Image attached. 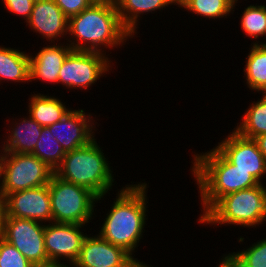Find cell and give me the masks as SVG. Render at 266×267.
I'll return each mask as SVG.
<instances>
[{
  "mask_svg": "<svg viewBox=\"0 0 266 267\" xmlns=\"http://www.w3.org/2000/svg\"><path fill=\"white\" fill-rule=\"evenodd\" d=\"M147 186L146 182L122 186L98 233L111 244L123 248L133 258L147 225Z\"/></svg>",
  "mask_w": 266,
  "mask_h": 267,
  "instance_id": "1",
  "label": "cell"
},
{
  "mask_svg": "<svg viewBox=\"0 0 266 267\" xmlns=\"http://www.w3.org/2000/svg\"><path fill=\"white\" fill-rule=\"evenodd\" d=\"M68 44L73 50L100 52L104 48L122 47L134 36L123 26L117 6L91 4L79 14L69 18ZM74 38V39H73ZM104 47V48H103Z\"/></svg>",
  "mask_w": 266,
  "mask_h": 267,
  "instance_id": "2",
  "label": "cell"
},
{
  "mask_svg": "<svg viewBox=\"0 0 266 267\" xmlns=\"http://www.w3.org/2000/svg\"><path fill=\"white\" fill-rule=\"evenodd\" d=\"M192 156L194 160L190 170L199 189L202 205L199 219L221 197L260 184L250 172L238 169L215 147L205 153H195Z\"/></svg>",
  "mask_w": 266,
  "mask_h": 267,
  "instance_id": "3",
  "label": "cell"
},
{
  "mask_svg": "<svg viewBox=\"0 0 266 267\" xmlns=\"http://www.w3.org/2000/svg\"><path fill=\"white\" fill-rule=\"evenodd\" d=\"M94 138L87 145L67 152L54 174L61 179L85 187L99 200L112 189L113 169L105 157L100 144Z\"/></svg>",
  "mask_w": 266,
  "mask_h": 267,
  "instance_id": "4",
  "label": "cell"
},
{
  "mask_svg": "<svg viewBox=\"0 0 266 267\" xmlns=\"http://www.w3.org/2000/svg\"><path fill=\"white\" fill-rule=\"evenodd\" d=\"M266 221V185H259L221 197L198 222L205 225L251 227Z\"/></svg>",
  "mask_w": 266,
  "mask_h": 267,
  "instance_id": "5",
  "label": "cell"
},
{
  "mask_svg": "<svg viewBox=\"0 0 266 267\" xmlns=\"http://www.w3.org/2000/svg\"><path fill=\"white\" fill-rule=\"evenodd\" d=\"M54 223L86 225L92 220L98 197L89 189L55 174L48 184ZM90 219V220H89Z\"/></svg>",
  "mask_w": 266,
  "mask_h": 267,
  "instance_id": "6",
  "label": "cell"
},
{
  "mask_svg": "<svg viewBox=\"0 0 266 267\" xmlns=\"http://www.w3.org/2000/svg\"><path fill=\"white\" fill-rule=\"evenodd\" d=\"M54 171L33 154L0 151V189L9 193L49 184Z\"/></svg>",
  "mask_w": 266,
  "mask_h": 267,
  "instance_id": "7",
  "label": "cell"
},
{
  "mask_svg": "<svg viewBox=\"0 0 266 267\" xmlns=\"http://www.w3.org/2000/svg\"><path fill=\"white\" fill-rule=\"evenodd\" d=\"M100 52L72 50L59 71L58 84L67 89L89 90L100 77L112 70V59ZM110 58V59H109ZM112 63V64H111Z\"/></svg>",
  "mask_w": 266,
  "mask_h": 267,
  "instance_id": "8",
  "label": "cell"
},
{
  "mask_svg": "<svg viewBox=\"0 0 266 267\" xmlns=\"http://www.w3.org/2000/svg\"><path fill=\"white\" fill-rule=\"evenodd\" d=\"M44 230L45 223L6 215L0 236L35 267L47 266L51 263L45 251Z\"/></svg>",
  "mask_w": 266,
  "mask_h": 267,
  "instance_id": "9",
  "label": "cell"
},
{
  "mask_svg": "<svg viewBox=\"0 0 266 267\" xmlns=\"http://www.w3.org/2000/svg\"><path fill=\"white\" fill-rule=\"evenodd\" d=\"M86 225L66 223H45L44 245L51 264L72 266L77 260L83 241L87 236L82 227ZM62 260V262H61ZM69 262H63V261Z\"/></svg>",
  "mask_w": 266,
  "mask_h": 267,
  "instance_id": "10",
  "label": "cell"
},
{
  "mask_svg": "<svg viewBox=\"0 0 266 267\" xmlns=\"http://www.w3.org/2000/svg\"><path fill=\"white\" fill-rule=\"evenodd\" d=\"M218 142L215 148L238 169L250 172L263 184L266 175V158L260 152L254 139L241 136L234 129Z\"/></svg>",
  "mask_w": 266,
  "mask_h": 267,
  "instance_id": "11",
  "label": "cell"
},
{
  "mask_svg": "<svg viewBox=\"0 0 266 267\" xmlns=\"http://www.w3.org/2000/svg\"><path fill=\"white\" fill-rule=\"evenodd\" d=\"M6 215L39 221L53 222L48 184L5 196Z\"/></svg>",
  "mask_w": 266,
  "mask_h": 267,
  "instance_id": "12",
  "label": "cell"
},
{
  "mask_svg": "<svg viewBox=\"0 0 266 267\" xmlns=\"http://www.w3.org/2000/svg\"><path fill=\"white\" fill-rule=\"evenodd\" d=\"M96 123L92 114L88 115L83 109H71L64 118L47 127L67 153L87 145L95 138Z\"/></svg>",
  "mask_w": 266,
  "mask_h": 267,
  "instance_id": "13",
  "label": "cell"
},
{
  "mask_svg": "<svg viewBox=\"0 0 266 267\" xmlns=\"http://www.w3.org/2000/svg\"><path fill=\"white\" fill-rule=\"evenodd\" d=\"M134 259L123 248L111 244L99 234H87L79 256L71 267H126Z\"/></svg>",
  "mask_w": 266,
  "mask_h": 267,
  "instance_id": "14",
  "label": "cell"
},
{
  "mask_svg": "<svg viewBox=\"0 0 266 267\" xmlns=\"http://www.w3.org/2000/svg\"><path fill=\"white\" fill-rule=\"evenodd\" d=\"M68 24L69 18L53 0H35L31 16L26 22L31 31L39 33L51 44L65 36L67 39L70 37L67 36Z\"/></svg>",
  "mask_w": 266,
  "mask_h": 267,
  "instance_id": "15",
  "label": "cell"
},
{
  "mask_svg": "<svg viewBox=\"0 0 266 267\" xmlns=\"http://www.w3.org/2000/svg\"><path fill=\"white\" fill-rule=\"evenodd\" d=\"M52 45H46L35 53V56L29 53L30 59V82L41 80L46 83H57L59 71L67 55L73 50L66 42H58ZM67 44V45H64Z\"/></svg>",
  "mask_w": 266,
  "mask_h": 267,
  "instance_id": "16",
  "label": "cell"
},
{
  "mask_svg": "<svg viewBox=\"0 0 266 267\" xmlns=\"http://www.w3.org/2000/svg\"><path fill=\"white\" fill-rule=\"evenodd\" d=\"M7 129L8 135L4 138V143L0 146L1 152L32 154L35 146L42 134L43 127L30 116L17 119ZM8 137V138H7Z\"/></svg>",
  "mask_w": 266,
  "mask_h": 267,
  "instance_id": "17",
  "label": "cell"
},
{
  "mask_svg": "<svg viewBox=\"0 0 266 267\" xmlns=\"http://www.w3.org/2000/svg\"><path fill=\"white\" fill-rule=\"evenodd\" d=\"M178 5L177 0H118L117 10L123 26L133 35L137 34L140 15L149 14ZM147 13V14H146Z\"/></svg>",
  "mask_w": 266,
  "mask_h": 267,
  "instance_id": "18",
  "label": "cell"
},
{
  "mask_svg": "<svg viewBox=\"0 0 266 267\" xmlns=\"http://www.w3.org/2000/svg\"><path fill=\"white\" fill-rule=\"evenodd\" d=\"M27 108L29 116L42 127L60 121L71 110L59 98L42 93L32 94Z\"/></svg>",
  "mask_w": 266,
  "mask_h": 267,
  "instance_id": "19",
  "label": "cell"
},
{
  "mask_svg": "<svg viewBox=\"0 0 266 267\" xmlns=\"http://www.w3.org/2000/svg\"><path fill=\"white\" fill-rule=\"evenodd\" d=\"M1 81L30 82V59L27 52L0 45V83Z\"/></svg>",
  "mask_w": 266,
  "mask_h": 267,
  "instance_id": "20",
  "label": "cell"
},
{
  "mask_svg": "<svg viewBox=\"0 0 266 267\" xmlns=\"http://www.w3.org/2000/svg\"><path fill=\"white\" fill-rule=\"evenodd\" d=\"M255 41L249 48L243 72L247 87L261 94L266 93V42Z\"/></svg>",
  "mask_w": 266,
  "mask_h": 267,
  "instance_id": "21",
  "label": "cell"
},
{
  "mask_svg": "<svg viewBox=\"0 0 266 267\" xmlns=\"http://www.w3.org/2000/svg\"><path fill=\"white\" fill-rule=\"evenodd\" d=\"M241 120L234 128L241 136L255 139L266 133V93H262L258 101L250 103Z\"/></svg>",
  "mask_w": 266,
  "mask_h": 267,
  "instance_id": "22",
  "label": "cell"
},
{
  "mask_svg": "<svg viewBox=\"0 0 266 267\" xmlns=\"http://www.w3.org/2000/svg\"><path fill=\"white\" fill-rule=\"evenodd\" d=\"M236 3L238 0H179L177 7L202 18L220 20L230 16V13L233 14Z\"/></svg>",
  "mask_w": 266,
  "mask_h": 267,
  "instance_id": "23",
  "label": "cell"
},
{
  "mask_svg": "<svg viewBox=\"0 0 266 267\" xmlns=\"http://www.w3.org/2000/svg\"><path fill=\"white\" fill-rule=\"evenodd\" d=\"M45 162L53 171L61 164L65 152L61 144L53 138L48 127H43L42 134L32 153Z\"/></svg>",
  "mask_w": 266,
  "mask_h": 267,
  "instance_id": "24",
  "label": "cell"
},
{
  "mask_svg": "<svg viewBox=\"0 0 266 267\" xmlns=\"http://www.w3.org/2000/svg\"><path fill=\"white\" fill-rule=\"evenodd\" d=\"M240 28L252 39L266 36V5H249L242 12Z\"/></svg>",
  "mask_w": 266,
  "mask_h": 267,
  "instance_id": "25",
  "label": "cell"
},
{
  "mask_svg": "<svg viewBox=\"0 0 266 267\" xmlns=\"http://www.w3.org/2000/svg\"><path fill=\"white\" fill-rule=\"evenodd\" d=\"M233 253L243 267H266V238L254 242L247 249Z\"/></svg>",
  "mask_w": 266,
  "mask_h": 267,
  "instance_id": "26",
  "label": "cell"
},
{
  "mask_svg": "<svg viewBox=\"0 0 266 267\" xmlns=\"http://www.w3.org/2000/svg\"><path fill=\"white\" fill-rule=\"evenodd\" d=\"M0 267H35L23 254L0 236Z\"/></svg>",
  "mask_w": 266,
  "mask_h": 267,
  "instance_id": "27",
  "label": "cell"
},
{
  "mask_svg": "<svg viewBox=\"0 0 266 267\" xmlns=\"http://www.w3.org/2000/svg\"><path fill=\"white\" fill-rule=\"evenodd\" d=\"M2 2L8 12L21 16L27 22L31 16L35 0H2Z\"/></svg>",
  "mask_w": 266,
  "mask_h": 267,
  "instance_id": "28",
  "label": "cell"
},
{
  "mask_svg": "<svg viewBox=\"0 0 266 267\" xmlns=\"http://www.w3.org/2000/svg\"><path fill=\"white\" fill-rule=\"evenodd\" d=\"M68 17L79 14L92 3L89 0H53Z\"/></svg>",
  "mask_w": 266,
  "mask_h": 267,
  "instance_id": "29",
  "label": "cell"
},
{
  "mask_svg": "<svg viewBox=\"0 0 266 267\" xmlns=\"http://www.w3.org/2000/svg\"><path fill=\"white\" fill-rule=\"evenodd\" d=\"M220 261L221 262H219V265L216 267H243L241 261L234 255V253L223 255Z\"/></svg>",
  "mask_w": 266,
  "mask_h": 267,
  "instance_id": "30",
  "label": "cell"
},
{
  "mask_svg": "<svg viewBox=\"0 0 266 267\" xmlns=\"http://www.w3.org/2000/svg\"><path fill=\"white\" fill-rule=\"evenodd\" d=\"M5 216H6V205H5V195L0 189V234L3 229V224L5 221Z\"/></svg>",
  "mask_w": 266,
  "mask_h": 267,
  "instance_id": "31",
  "label": "cell"
},
{
  "mask_svg": "<svg viewBox=\"0 0 266 267\" xmlns=\"http://www.w3.org/2000/svg\"><path fill=\"white\" fill-rule=\"evenodd\" d=\"M254 140L256 141L260 152L266 158V133L256 137Z\"/></svg>",
  "mask_w": 266,
  "mask_h": 267,
  "instance_id": "32",
  "label": "cell"
},
{
  "mask_svg": "<svg viewBox=\"0 0 266 267\" xmlns=\"http://www.w3.org/2000/svg\"><path fill=\"white\" fill-rule=\"evenodd\" d=\"M92 4H108L117 6L118 0H89Z\"/></svg>",
  "mask_w": 266,
  "mask_h": 267,
  "instance_id": "33",
  "label": "cell"
},
{
  "mask_svg": "<svg viewBox=\"0 0 266 267\" xmlns=\"http://www.w3.org/2000/svg\"><path fill=\"white\" fill-rule=\"evenodd\" d=\"M126 267H151V265L149 266L148 264L146 265V263H144L143 261L141 262L140 260H138L137 258H135L128 266Z\"/></svg>",
  "mask_w": 266,
  "mask_h": 267,
  "instance_id": "34",
  "label": "cell"
},
{
  "mask_svg": "<svg viewBox=\"0 0 266 267\" xmlns=\"http://www.w3.org/2000/svg\"><path fill=\"white\" fill-rule=\"evenodd\" d=\"M39 267H70V265H67V264H50L47 266H39Z\"/></svg>",
  "mask_w": 266,
  "mask_h": 267,
  "instance_id": "35",
  "label": "cell"
}]
</instances>
